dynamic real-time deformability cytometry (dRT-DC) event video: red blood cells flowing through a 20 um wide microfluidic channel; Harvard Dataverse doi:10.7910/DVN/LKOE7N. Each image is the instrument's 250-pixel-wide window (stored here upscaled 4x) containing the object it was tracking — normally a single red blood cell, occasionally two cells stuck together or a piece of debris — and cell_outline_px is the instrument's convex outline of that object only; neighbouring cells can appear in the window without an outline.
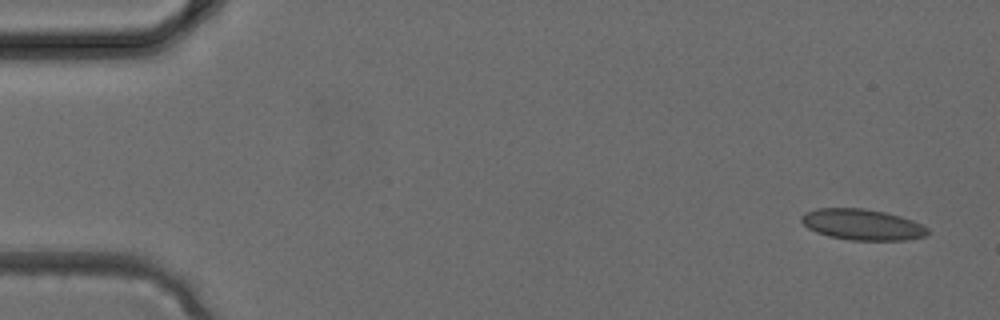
{"species": "common noctule bat (a hibernating species)", "species_latin": "Nyctalus noctula", "temperature_condition": "cold", "stored_images_in_passage": 3, "camera_frame_rate_fps": 3000, "um_per_image_px": 0.085, "animal": {"sex": "female", "body_mass_g": 24.6, "forearm_length_mm": 56.2}, "frame": {"image": 1, "passage_image": 1, "time_ms": 0.0, "image_size_px": [1000, 320], "cell_outline_px": [[928, 236], [908, 240], [848, 240], [828, 236], [816, 232], [808, 228], [800, 220], [800, 216], [804, 212], [816, 208], [864, 208], [884, 212], [900, 216], [912, 220], [928, 228]], "centroid_in_image_um": [73.27, 19.09], "position_along_channel_um": 11.7, "area_um2": 22.95}}
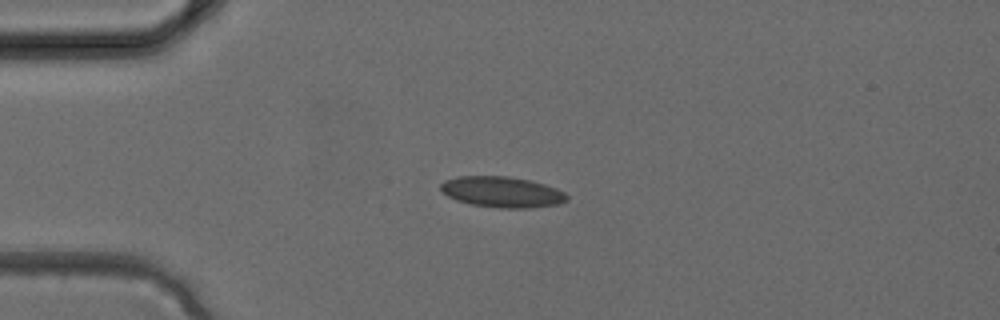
{"frame": {"image": 2, "passage_image": 3, "time_ms": 0.667, "image_size_px": [1000, 320], "cell_outline_px": [[568, 200], [560, 204], [528, 208], [500, 208], [468, 204], [456, 200], [440, 192], [440, 184], [444, 180], [460, 176], [508, 176], [532, 180], [556, 188], [564, 192], [568, 196]], "centroid_in_image_um": [42.66, 16.32], "position_along_channel_um": 42.3, "area_um2": 22.95}}